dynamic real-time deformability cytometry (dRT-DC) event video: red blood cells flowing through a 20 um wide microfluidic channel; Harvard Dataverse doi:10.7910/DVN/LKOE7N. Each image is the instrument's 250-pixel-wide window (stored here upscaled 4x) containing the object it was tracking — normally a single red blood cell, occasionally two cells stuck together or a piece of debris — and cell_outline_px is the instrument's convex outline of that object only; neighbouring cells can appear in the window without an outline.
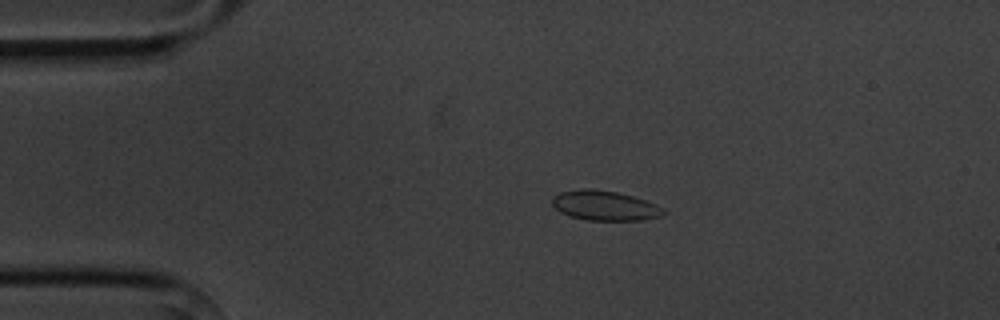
{"species": "common noctule bat (a hibernating species)", "species_latin": "Nyctalus noctula", "temperature_condition": "cold", "stored_images_in_passage": 4, "camera_frame_rate_fps": 3000, "um_per_image_px": 0.085, "animal": {"sex": "male", "body_mass_g": 20.1, "forearm_length_mm": 53.5}, "frame": {"image": 1, "passage_image": 3, "time_ms": 2.333, "image_size_px": [1000, 320], "cell_outline_px": [[668, 212], [660, 216], [644, 220], [588, 220], [568, 216], [560, 212], [552, 204], [552, 196], [560, 192], [580, 188], [592, 188], [616, 192], [632, 196], [656, 204], [664, 208]], "centroid_in_image_um": [51.39, 17.47], "position_along_channel_um": 33.6, "area_um2": 19.48}}